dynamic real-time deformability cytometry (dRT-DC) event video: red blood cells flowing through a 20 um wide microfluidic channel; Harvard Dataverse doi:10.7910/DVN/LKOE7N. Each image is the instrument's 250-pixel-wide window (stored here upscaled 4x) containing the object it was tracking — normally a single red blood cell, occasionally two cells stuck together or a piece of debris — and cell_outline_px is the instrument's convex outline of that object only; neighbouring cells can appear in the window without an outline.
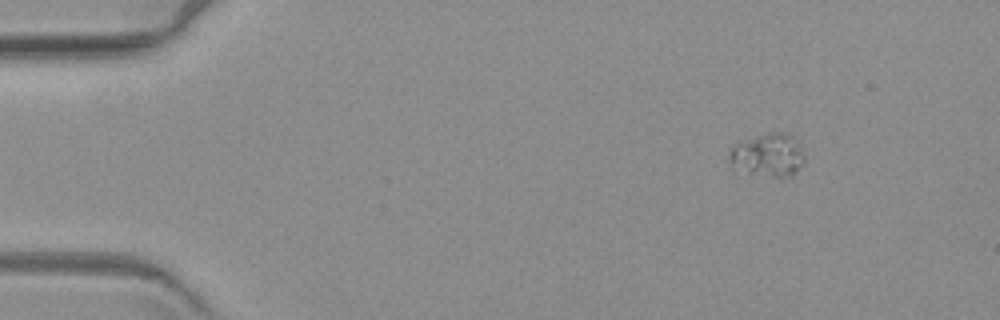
{"species": "common noctule bat (a hibernating species)", "species_latin": "Nyctalus noctula", "temperature_condition": "warm", "stored_images_in_passage": 4, "camera_frame_rate_fps": 3000, "um_per_image_px": 0.085, "animal": {"sex": "female", "body_mass_g": 19.3, "forearm_length_mm": 54.1}, "frame": {"image": 1, "passage_image": 1, "time_ms": 0.0, "image_size_px": [1000, 320], "cell_outline_px": [[804, 164], [796, 172], [788, 176], [776, 176], [748, 172], [728, 160], [728, 148], [732, 144], [772, 132], [784, 132], [792, 136], [800, 148], [804, 156]], "centroid_in_image_um": [65.28, 13.15], "position_along_channel_um": 19.7, "area_um2": 18.32}}